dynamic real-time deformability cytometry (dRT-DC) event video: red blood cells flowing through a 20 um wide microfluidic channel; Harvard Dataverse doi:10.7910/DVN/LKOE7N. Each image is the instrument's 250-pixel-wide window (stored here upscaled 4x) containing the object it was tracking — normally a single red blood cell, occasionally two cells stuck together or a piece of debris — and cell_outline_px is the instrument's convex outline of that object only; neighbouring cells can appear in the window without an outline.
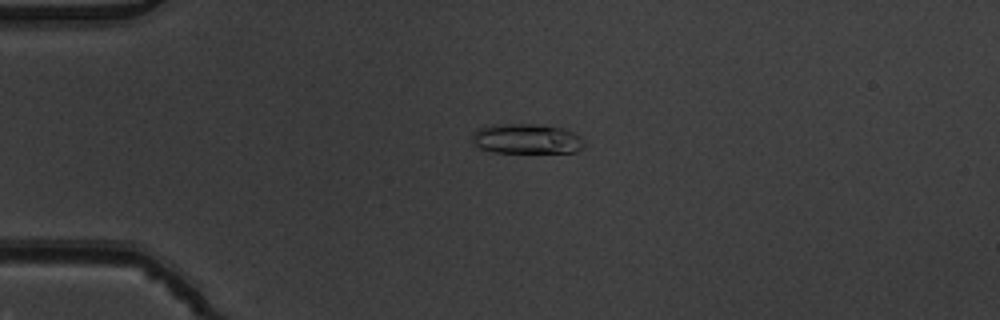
{"species": "common noctule bat (a hibernating species)", "species_latin": "Nyctalus noctula", "temperature_condition": "warm", "stored_images_in_passage": 4, "camera_frame_rate_fps": 3000, "um_per_image_px": 0.085, "animal": {"sex": "male", "body_mass_g": 19.5, "forearm_length_mm": 54.6}, "frame": {"image": 1, "passage_image": 3, "time_ms": 0.667, "image_size_px": [1000, 320], "cell_outline_px": [[584, 144], [576, 152], [496, 152], [480, 148], [472, 140], [472, 132], [476, 128], [496, 124], [532, 124], [564, 128], [576, 132], [584, 140]], "centroid_in_image_um": [44.77, 11.78], "position_along_channel_um": 40.2, "area_um2": 19.59}}